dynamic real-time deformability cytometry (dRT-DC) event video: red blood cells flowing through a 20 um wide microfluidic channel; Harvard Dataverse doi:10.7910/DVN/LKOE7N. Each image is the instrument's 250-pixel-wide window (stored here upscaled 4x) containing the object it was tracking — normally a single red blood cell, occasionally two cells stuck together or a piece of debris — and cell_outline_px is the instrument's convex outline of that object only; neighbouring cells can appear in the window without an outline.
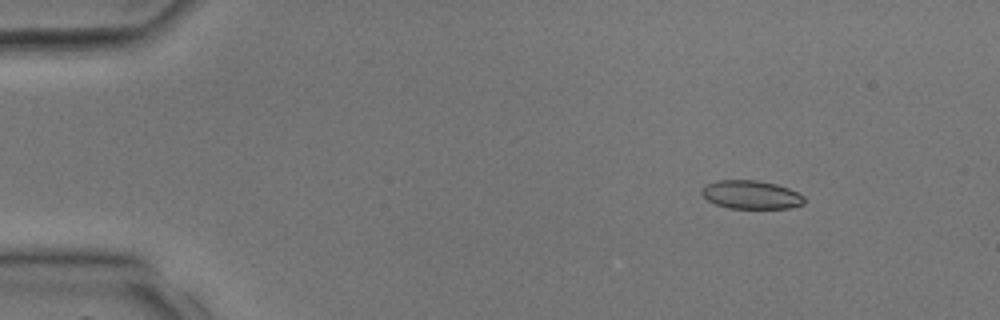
{"species": "common noctule bat (a hibernating species)", "species_latin": "Nyctalus noctula", "temperature_condition": "room temperature", "stored_images_in_passage": 39, "camera_frame_rate_fps": 3000, "um_per_image_px": 0.085, "animal": {"sex": "male", "body_mass_g": 17.9, "forearm_length_mm": 54.2}, "frame": {"image": 1, "passage_image": 6, "time_ms": 1.667, "image_size_px": [1000, 320], "cell_outline_px": [[804, 204], [788, 208], [728, 208], [716, 204], [708, 200], [700, 192], [700, 188], [704, 184], [720, 180], [756, 180], [776, 184], [788, 188], [804, 196]], "centroid_in_image_um": [63.81, 16.54], "position_along_channel_um": 21.2, "area_um2": 16.99}}
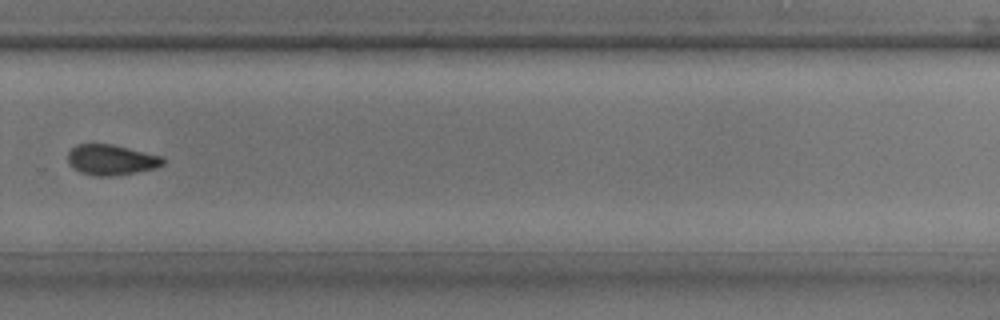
{"frame": {"image": 2, "passage_image": 28, "time_ms": 9.0, "image_size_px": [1000, 320], "cell_outline_px": [[164, 164], [156, 168], [136, 172], [108, 176], [96, 176], [80, 172], [68, 164], [68, 152], [76, 144], [112, 144], [164, 156]], "centroid_in_image_um": [9.47, 13.58], "position_along_channel_um": 320.3, "area_um2": 16.94}}
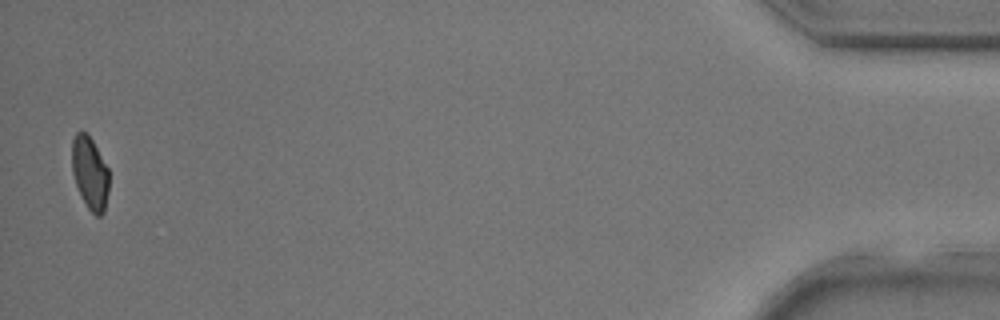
{"frame": {"image": 3, "passage_image": 39, "time_ms": 12.667, "image_size_px": [1000, 320], "cell_outline_px": [[108, 192], [104, 212], [100, 216], [96, 216], [88, 208], [80, 196], [72, 172], [72, 140], [76, 132], [84, 132], [92, 140], [108, 168]], "centroid_in_image_um": [7.63, 14.73], "position_along_channel_um": 427.6, "area_um2": 15.61}}